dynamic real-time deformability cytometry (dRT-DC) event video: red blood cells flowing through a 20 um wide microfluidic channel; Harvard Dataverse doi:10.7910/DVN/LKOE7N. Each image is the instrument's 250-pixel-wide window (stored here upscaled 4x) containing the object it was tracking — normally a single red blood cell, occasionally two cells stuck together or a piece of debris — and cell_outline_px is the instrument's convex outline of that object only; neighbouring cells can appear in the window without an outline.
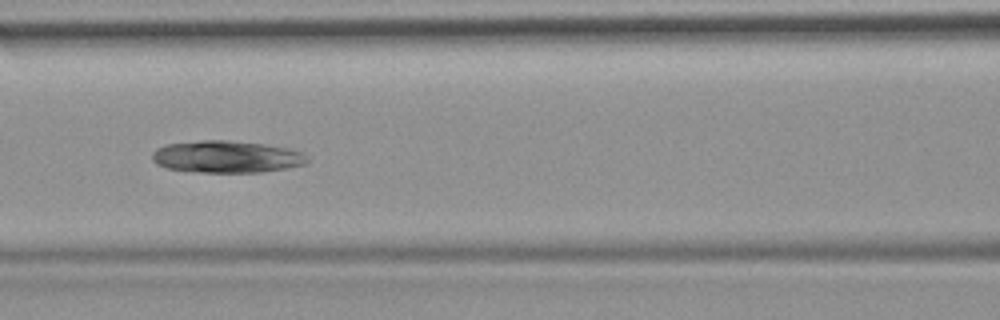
{"species": "common noctule bat (a hibernating species)", "species_latin": "Nyctalus noctula", "temperature_condition": "room temperature", "stored_images_in_passage": 43, "camera_frame_rate_fps": 3000, "um_per_image_px": 0.085, "animal": {"sex": "female", "body_mass_g": 19.9}, "frame": {"image": 1, "passage_image": 13, "time_ms": 4.0, "image_size_px": [1000, 320], "cell_outline_px": [[308, 160], [304, 164], [284, 168], [260, 172], [200, 172], [168, 168], [156, 164], [152, 160], [152, 152], [156, 148], [164, 144], [200, 140], [224, 140], [264, 144], [292, 148], [304, 152], [308, 156]], "centroid_in_image_um": [19.26, 13.31], "position_along_channel_um": 147.3, "area_um2": 29.07}}